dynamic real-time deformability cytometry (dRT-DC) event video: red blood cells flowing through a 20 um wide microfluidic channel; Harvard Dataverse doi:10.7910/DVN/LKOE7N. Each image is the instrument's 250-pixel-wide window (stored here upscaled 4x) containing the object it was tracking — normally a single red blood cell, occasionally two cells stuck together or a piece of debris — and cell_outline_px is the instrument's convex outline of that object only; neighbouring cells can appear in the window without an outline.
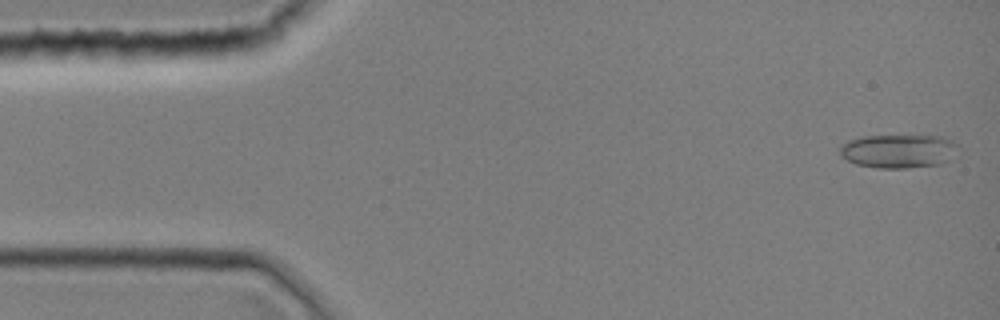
{"species": "common noctule bat (a hibernating species)", "species_latin": "Nyctalus noctula", "temperature_condition": "room temperature", "stored_images_in_passage": 3, "camera_frame_rate_fps": 3000, "um_per_image_px": 0.085, "animal": {"sex": "female", "body_mass_g": 19.0, "forearm_length_mm": 51.5}, "frame": {"image": 1, "passage_image": 1, "time_ms": 0.0, "image_size_px": [1000, 320], "cell_outline_px": [[956, 144], [952, 160], [940, 164], [908, 168], [876, 168], [856, 164], [840, 156], [840, 144], [848, 140], [860, 136], [940, 136], [952, 140]], "centroid_in_image_um": [76.33, 12.85], "position_along_channel_um": 8.7, "area_um2": 23.29}}